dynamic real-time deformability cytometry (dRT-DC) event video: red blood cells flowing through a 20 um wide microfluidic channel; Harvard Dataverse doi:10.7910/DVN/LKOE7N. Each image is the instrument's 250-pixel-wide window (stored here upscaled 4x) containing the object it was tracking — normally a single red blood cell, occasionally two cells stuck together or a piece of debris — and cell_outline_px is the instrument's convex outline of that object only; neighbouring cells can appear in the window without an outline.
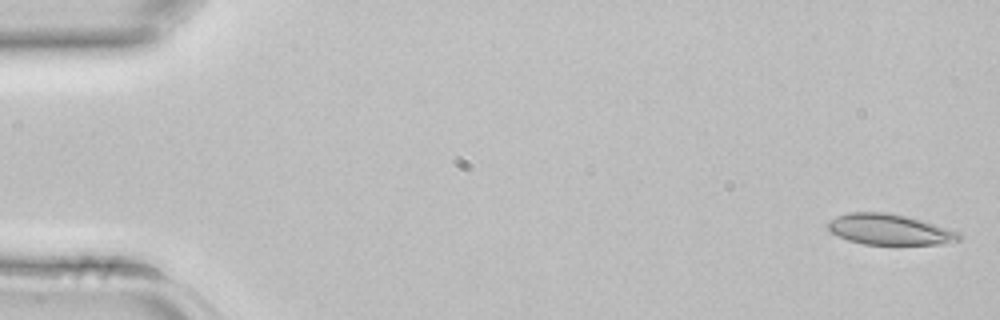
{"species": "common noctule bat (a hibernating species)", "species_latin": "Nyctalus noctula", "temperature_condition": "room temperature", "stored_images_in_passage": 43, "camera_frame_rate_fps": 3000, "um_per_image_px": 0.085, "animal": {"sex": "female", "body_mass_g": 22.7, "forearm_length_mm": 54.2}, "frame": {"image": 1, "passage_image": 1, "time_ms": 0.0, "image_size_px": [1000, 320], "cell_outline_px": [[960, 240], [940, 244], [864, 244], [848, 240], [832, 232], [828, 228], [828, 220], [836, 216], [848, 212], [884, 212], [904, 216], [920, 220], [960, 232]], "centroid_in_image_um": [75.58, 19.5], "position_along_channel_um": 9.4, "area_um2": 23.12}}
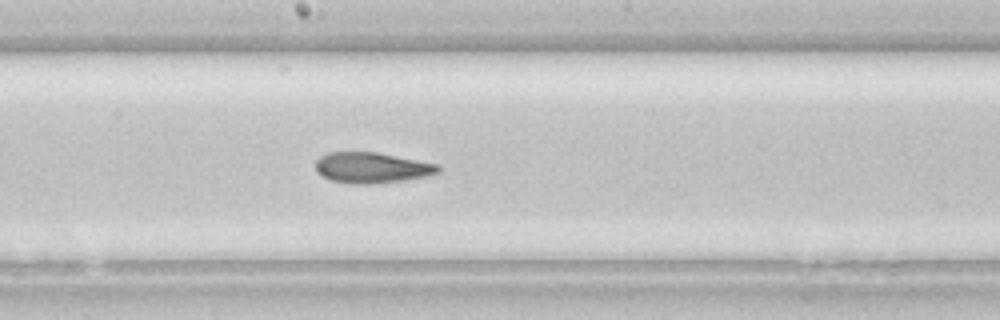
{"frame": {"image": 2, "passage_image": 23, "time_ms": 7.333, "image_size_px": [1000, 320], "cell_outline_px": [[440, 172], [428, 176], [404, 180], [372, 184], [352, 184], [332, 180], [316, 172], [316, 160], [320, 156], [328, 152], [376, 152], [440, 164]], "centroid_in_image_um": [31.63, 14.25], "position_along_channel_um": 216.6, "area_um2": 22.02}}
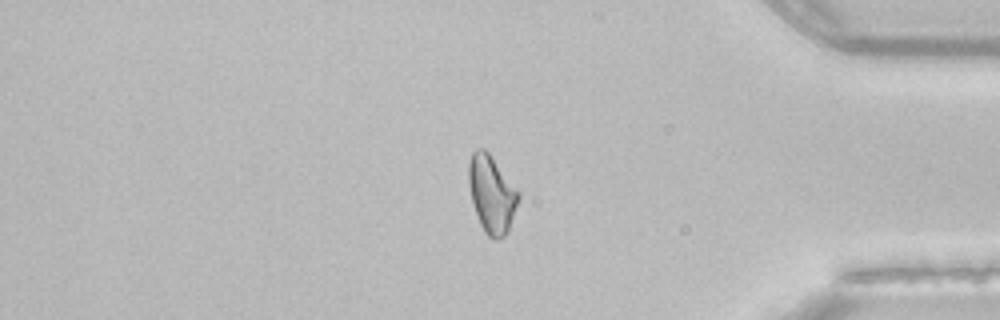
{"frame": {"image": 3, "passage_image": 36, "time_ms": 11.667, "image_size_px": [1000, 320], "cell_outline_px": [[520, 196], [508, 232], [504, 236], [496, 240], [492, 240], [484, 232], [480, 224], [472, 204], [468, 184], [468, 164], [472, 152], [476, 148], [484, 148], [488, 152], [520, 192]], "centroid_in_image_um": [41.78, 16.51], "position_along_channel_um": 393.4, "area_um2": 22.66}}